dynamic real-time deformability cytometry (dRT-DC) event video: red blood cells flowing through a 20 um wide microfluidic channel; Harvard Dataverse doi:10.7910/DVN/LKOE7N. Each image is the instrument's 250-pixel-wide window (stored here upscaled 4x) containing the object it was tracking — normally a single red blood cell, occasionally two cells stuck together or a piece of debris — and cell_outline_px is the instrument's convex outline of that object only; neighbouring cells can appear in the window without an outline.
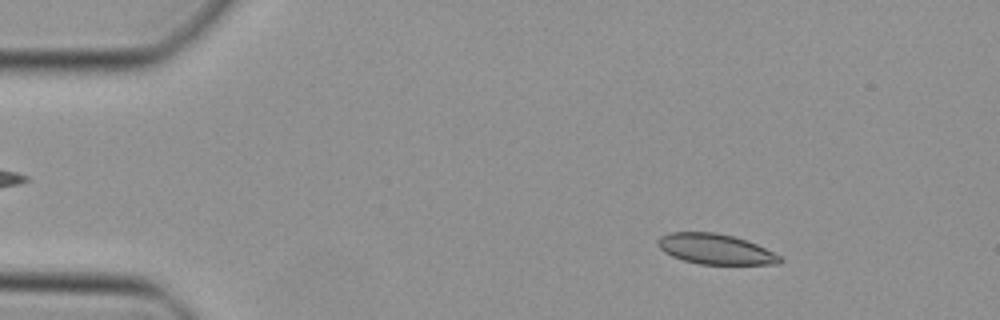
{"species": "Egyptian fruit bat (a non-hibernating species)", "species_latin": "Rousettus aegyptiacus", "temperature_condition": "cold", "stored_images_in_passage": 46, "camera_frame_rate_fps": 3000, "um_per_image_px": 0.085, "animal": {"sex": "female"}, "frame": {"image": 1, "passage_image": 6, "time_ms": 1.667, "image_size_px": [1000, 320], "cell_outline_px": [[784, 260], [780, 264], [700, 264], [684, 260], [672, 256], [664, 252], [660, 248], [656, 240], [660, 236], [668, 232], [716, 232], [732, 236], [756, 244], [780, 256]], "centroid_in_image_um": [60.78, 21.17], "position_along_channel_um": 24.2, "area_um2": 21.44}}
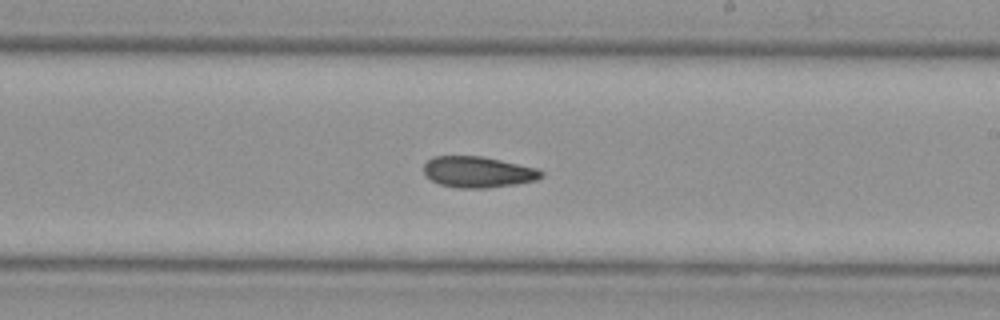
{"frame": {"image": 2, "passage_image": 27, "time_ms": 8.667, "image_size_px": [1000, 320], "cell_outline_px": [[544, 176], [536, 180], [516, 184], [488, 188], [456, 188], [440, 184], [424, 176], [424, 164], [432, 156], [480, 156], [500, 160], [536, 168], [544, 172]], "centroid_in_image_um": [40.61, 14.62], "position_along_channel_um": 248.4, "area_um2": 21.33}}
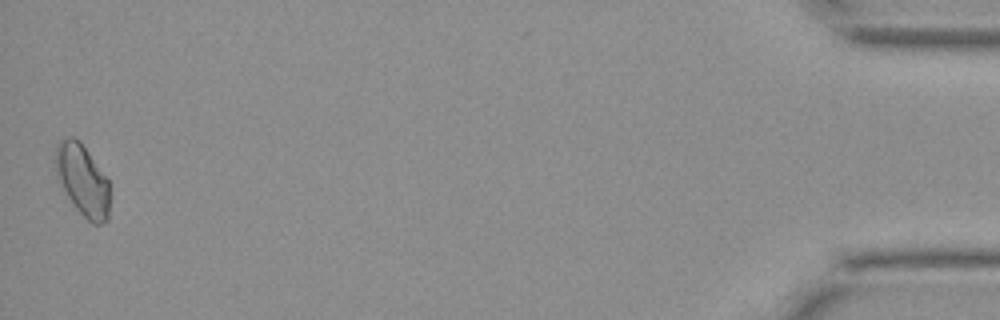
{"frame": {"image": 3, "passage_image": 46, "time_ms": 15.0, "image_size_px": [1000, 320], "cell_outline_px": [[108, 220], [100, 224], [92, 224], [76, 208], [60, 184], [56, 176], [52, 160], [56, 144], [60, 140], [68, 136], [72, 136], [80, 140], [108, 180]], "centroid_in_image_um": [6.95, 15.25], "position_along_channel_um": 428.2, "area_um2": 22.72}}